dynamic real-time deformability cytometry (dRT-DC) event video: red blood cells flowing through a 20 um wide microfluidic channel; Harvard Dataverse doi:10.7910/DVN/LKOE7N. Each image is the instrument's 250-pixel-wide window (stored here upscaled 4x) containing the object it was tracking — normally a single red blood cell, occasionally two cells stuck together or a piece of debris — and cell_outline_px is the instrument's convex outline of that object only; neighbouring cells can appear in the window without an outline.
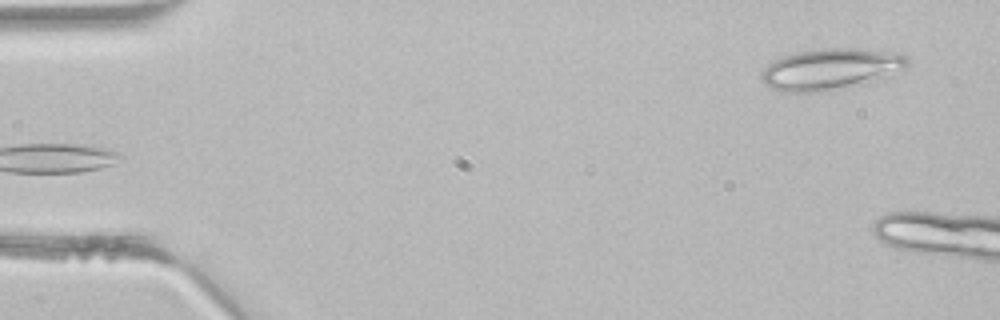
{"species": "common noctule bat (a hibernating species)", "species_latin": "Nyctalus noctula", "temperature_condition": "room temperature", "stored_images_in_passage": 3, "camera_frame_rate_fps": 3000, "um_per_image_px": 0.085, "animal": {"sex": "male", "body_mass_g": 21.5, "forearm_length_mm": 52.0}, "frame": {"image": 1, "passage_image": 3, "time_ms": 0.667, "image_size_px": [1000, 320], "cell_outline_px": [[908, 64], [904, 68], [876, 80], [820, 92], [780, 92], [764, 84], [760, 76], [764, 68], [768, 64], [784, 56], [800, 52], [828, 48], [852, 48], [884, 52], [908, 56]], "centroid_in_image_um": [70.54, 5.89], "position_along_channel_um": 14.5, "area_um2": 34.22}}